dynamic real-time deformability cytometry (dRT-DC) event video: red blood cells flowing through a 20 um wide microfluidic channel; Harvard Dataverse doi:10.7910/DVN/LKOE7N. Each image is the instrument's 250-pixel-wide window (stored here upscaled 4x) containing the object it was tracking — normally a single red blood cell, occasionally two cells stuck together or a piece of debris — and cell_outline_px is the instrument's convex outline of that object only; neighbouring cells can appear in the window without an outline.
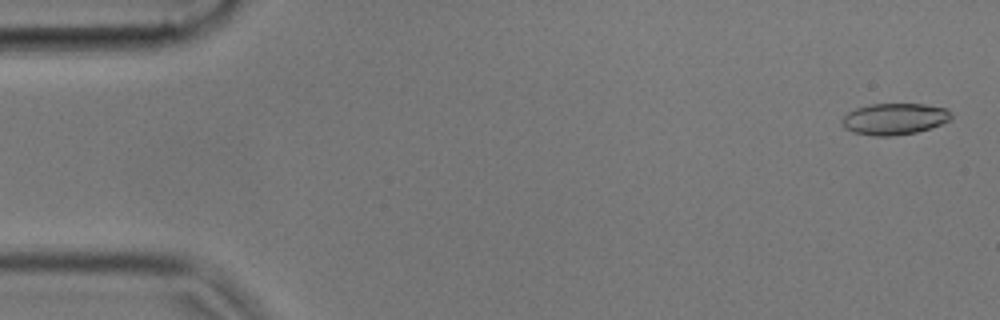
{"species": "common noctule bat (a hibernating species)", "species_latin": "Nyctalus noctula", "temperature_condition": "cold", "stored_images_in_passage": 55, "camera_frame_rate_fps": 3000, "um_per_image_px": 0.085, "animal": {"sex": "male", "body_mass_g": 17.9, "forearm_length_mm": 54.2}, "frame": {"image": 1, "passage_image": 2, "time_ms": 0.333, "image_size_px": [1000, 320], "cell_outline_px": [[952, 120], [916, 132], [892, 136], [876, 136], [852, 132], [844, 128], [840, 120], [848, 112], [856, 108], [872, 104], [924, 104], [944, 108], [952, 116]], "centroid_in_image_um": [75.99, 10.11], "position_along_channel_um": 9.0, "area_um2": 19.88}}
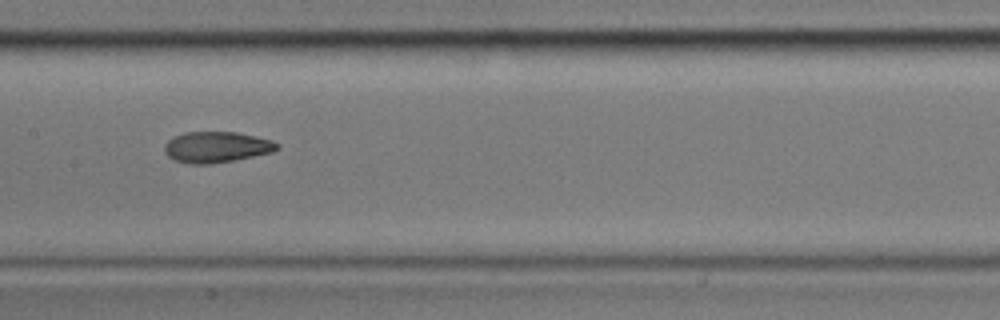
{"frame": {"image": 2, "passage_image": 27, "time_ms": 8.667, "image_size_px": [1000, 320], "cell_outline_px": [[280, 148], [272, 152], [232, 160], [208, 164], [188, 164], [176, 160], [168, 156], [164, 152], [164, 144], [168, 140], [184, 132], [236, 132], [256, 136], [272, 140], [280, 144]], "centroid_in_image_um": [18.4, 12.49], "position_along_channel_um": 189.0, "area_um2": 20.23}}
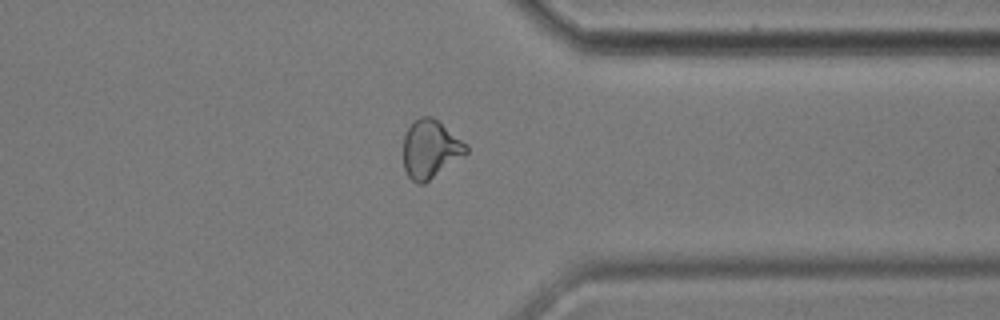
{"frame": {"image": 3, "passage_image": 43, "time_ms": 14.0, "image_size_px": [1000, 320], "cell_outline_px": [[468, 152], [464, 156], [424, 184], [416, 184], [408, 176], [404, 168], [404, 136], [412, 120], [420, 116], [432, 116], [468, 144]], "centroid_in_image_um": [36.59, 12.67], "position_along_channel_um": 374.8, "area_um2": 21.5}, "authors_computed_cell_mechanics": {"area_um2": 20.4034, "velocity_mm_per_s": 3.5912, "shape_relaxation_time_tau1_ms": null, "shape_relaxation_time_tau2_ms": 2.2836, "deformation_change_tau1": null, "deformation_change_tau2": 0.0766}}